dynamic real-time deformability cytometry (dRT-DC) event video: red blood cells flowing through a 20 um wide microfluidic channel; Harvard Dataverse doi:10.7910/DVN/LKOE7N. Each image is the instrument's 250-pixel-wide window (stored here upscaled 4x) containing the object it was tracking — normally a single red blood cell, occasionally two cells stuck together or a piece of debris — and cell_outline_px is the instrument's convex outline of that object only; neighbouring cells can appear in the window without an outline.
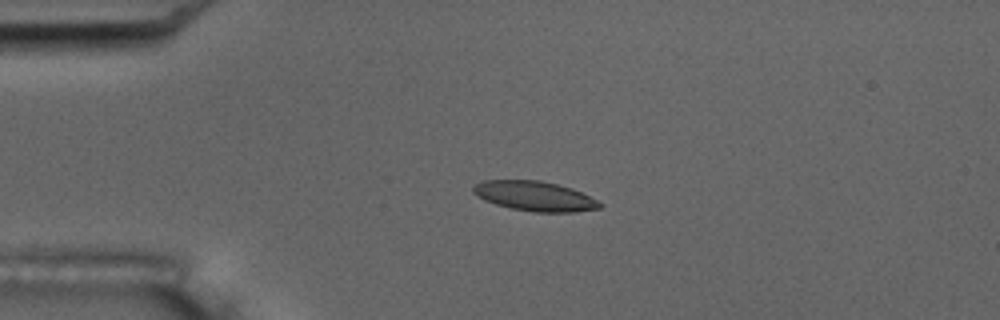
{"species": "common noctule bat (a hibernating species)", "species_latin": "Nyctalus noctula", "temperature_condition": "room temperature", "stored_images_in_passage": 5, "camera_frame_rate_fps": 3000, "um_per_image_px": 0.085, "animal": {"sex": "male", "body_mass_g": 17.5, "forearm_length_mm": 52.3}, "frame": {"image": 1, "passage_image": 3, "time_ms": 2.333, "image_size_px": [1000, 320], "cell_outline_px": [[604, 204], [600, 208], [572, 212], [532, 212], [512, 208], [496, 204], [484, 200], [472, 192], [472, 188], [476, 184], [484, 180], [540, 180], [572, 188]], "centroid_in_image_um": [45.44, 16.67], "position_along_channel_um": 39.6, "area_um2": 21.79}}